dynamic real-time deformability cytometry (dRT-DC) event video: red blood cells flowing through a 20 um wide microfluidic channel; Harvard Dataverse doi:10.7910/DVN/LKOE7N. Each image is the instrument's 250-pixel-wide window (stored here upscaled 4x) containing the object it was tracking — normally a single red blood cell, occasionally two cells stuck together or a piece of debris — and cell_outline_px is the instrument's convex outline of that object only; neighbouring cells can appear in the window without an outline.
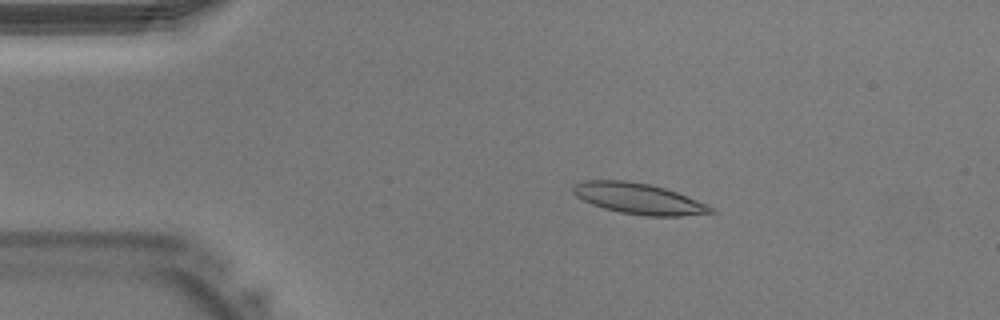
{"species": "Egyptian fruit bat (a non-hibernating species)", "species_latin": "Rousettus aegyptiacus", "temperature_condition": "warm", "stored_images_in_passage": 41, "camera_frame_rate_fps": 3000, "um_per_image_px": 0.085, "animal": {"sex": "male"}, "frame": {"image": 1, "passage_image": 8, "time_ms": 2.333, "image_size_px": [1000, 320], "cell_outline_px": [[716, 212], [680, 216], [644, 216], [620, 212], [604, 208], [592, 204], [576, 196], [572, 192], [572, 184], [580, 180], [624, 180], [652, 184], [676, 192], [716, 208]], "centroid_in_image_um": [54.25, 16.87], "position_along_channel_um": 30.8, "area_um2": 24.85}}
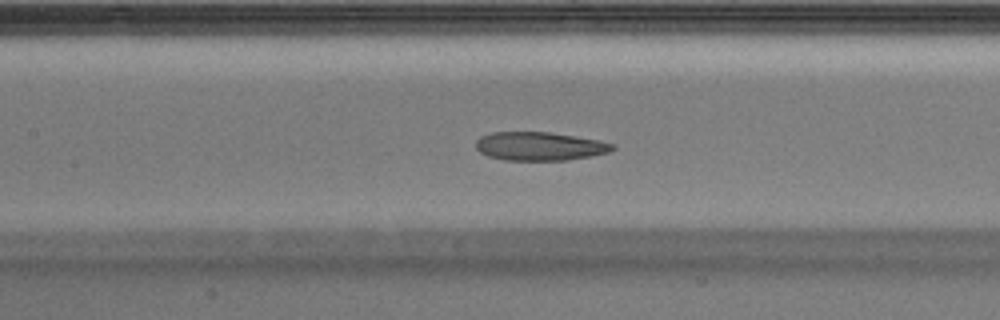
{"frame": {"image": 2, "passage_image": 19, "time_ms": 6.0, "image_size_px": [1000, 320], "cell_outline_px": [[616, 148], [608, 152], [568, 160], [504, 160], [488, 156], [480, 152], [476, 148], [476, 140], [480, 136], [492, 132], [548, 132], [576, 136], [600, 140], [612, 144]], "centroid_in_image_um": [45.84, 12.42], "position_along_channel_um": 161.6, "area_um2": 22.66}}
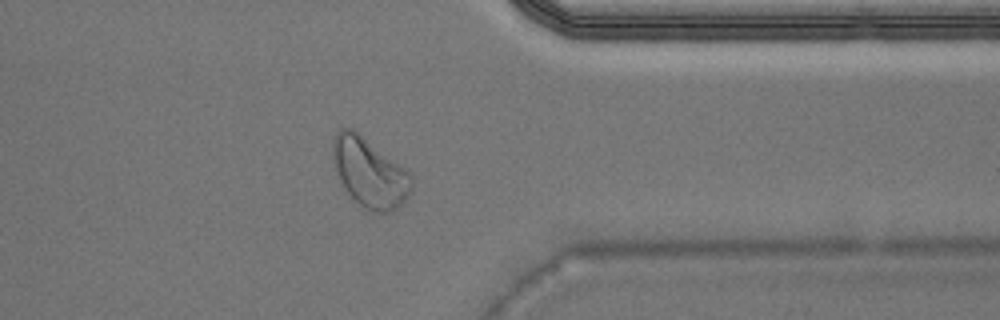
{"frame": {"image": 3, "passage_image": 33, "time_ms": 10.667, "image_size_px": [1000, 320], "cell_outline_px": [[412, 192], [396, 208], [388, 212], [372, 212], [364, 208], [344, 188], [340, 180], [332, 160], [332, 148], [336, 132], [340, 128], [352, 128], [404, 168], [412, 176]], "centroid_in_image_um": [31.4, 14.67], "position_along_channel_um": 380.0, "area_um2": 31.21}}